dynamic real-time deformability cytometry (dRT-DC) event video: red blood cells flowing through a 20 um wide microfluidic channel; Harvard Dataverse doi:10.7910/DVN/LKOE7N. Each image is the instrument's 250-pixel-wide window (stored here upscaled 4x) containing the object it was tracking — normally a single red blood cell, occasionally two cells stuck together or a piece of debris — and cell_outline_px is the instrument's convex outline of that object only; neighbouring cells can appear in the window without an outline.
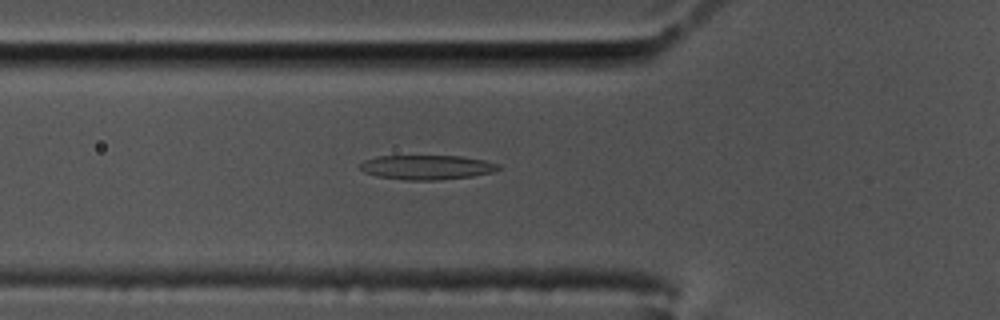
{"species": "common noctule bat (a hibernating species)", "species_latin": "Nyctalus noctula", "temperature_condition": "cold", "stored_images_in_passage": 58, "camera_frame_rate_fps": 3000, "um_per_image_px": 0.085, "animal": {"sex": "male", "body_mass_g": 17.5, "forearm_length_mm": 52.3}, "frame": {"image": 1, "passage_image": 20, "time_ms": 6.333, "image_size_px": [1000, 320], "cell_outline_px": [[504, 168], [492, 172], [472, 176], [436, 180], [404, 180], [376, 176], [364, 172], [360, 168], [360, 164], [364, 160], [376, 156], [460, 156], [484, 160], [500, 164]], "centroid_in_image_um": [36.29, 14.22], "position_along_channel_um": 89.5, "area_um2": 19.83}}
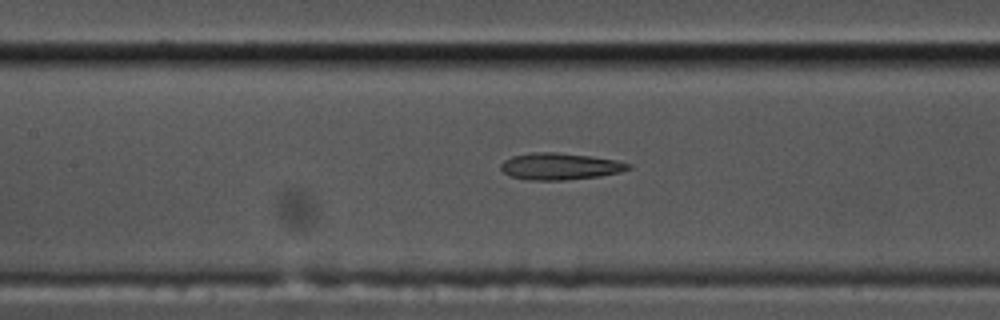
{"frame": {"image": 2, "passage_image": 26, "time_ms": 8.333, "image_size_px": [1000, 320], "cell_outline_px": [[632, 168], [620, 172], [600, 176], [564, 180], [528, 180], [508, 176], [500, 168], [500, 164], [504, 160], [512, 156], [532, 152], [556, 152], [592, 156], [616, 160], [632, 164]], "centroid_in_image_um": [47.59, 14.14], "position_along_channel_um": 159.8, "area_um2": 20.06}}
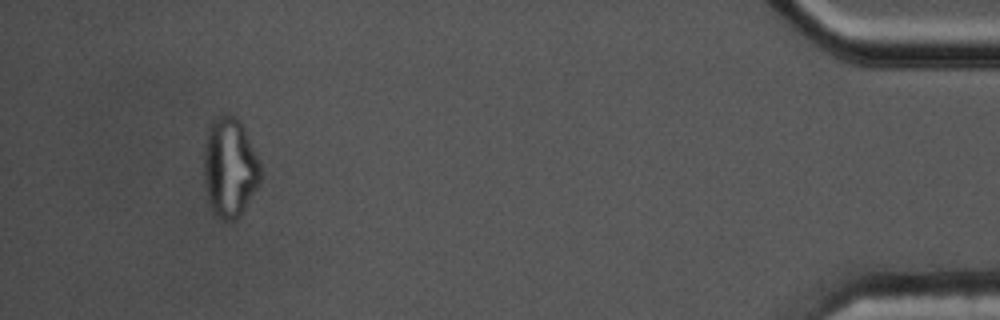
{"frame": {"image": 3, "passage_image": 54, "time_ms": 17.667, "image_size_px": [1000, 320], "cell_outline_px": [[260, 184], [244, 212], [236, 220], [224, 220], [216, 216], [212, 212], [204, 180], [204, 144], [208, 124], [216, 116], [224, 112], [228, 112], [236, 116], [240, 120], [244, 128], [260, 164]], "centroid_in_image_um": [19.52, 14.21], "position_along_channel_um": 415.7, "area_um2": 33.47}, "authors_computed_cell_mechanics": {"area_um2": 19.8254, "velocity_mm_per_s": 3.4855, "shape_relaxation_time_tau1_ms": null, "shape_relaxation_time_tau2_ms": 2.1952, "deformation_change_tau1": null, "deformation_change_tau2": 0.0936}}